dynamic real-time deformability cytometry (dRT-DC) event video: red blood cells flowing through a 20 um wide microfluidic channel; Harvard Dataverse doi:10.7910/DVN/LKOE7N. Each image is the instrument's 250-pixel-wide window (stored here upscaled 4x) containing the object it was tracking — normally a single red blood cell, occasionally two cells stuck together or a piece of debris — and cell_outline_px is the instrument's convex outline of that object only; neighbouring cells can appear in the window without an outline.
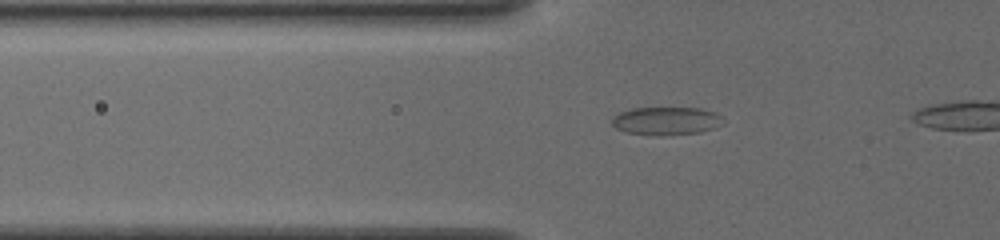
{"species": "common noctule bat (a hibernating species)", "species_latin": "Nyctalus noctula", "temperature_condition": "cold", "stored_images_in_passage": 29, "camera_frame_rate_fps": 3000, "um_per_image_px": 0.085, "animal": {"sex": "female", "body_mass_g": 19.5, "forearm_length_mm": 54.1}, "frame": {"image": 1, "passage_image": 3, "time_ms": 0.667, "image_size_px": [1000, 240], "cell_outline_px": [[724, 124], [716, 128], [700, 132], [660, 136], [624, 132], [616, 128], [612, 124], [612, 116], [620, 112], [632, 108], [700, 108], [712, 112], [720, 116]], "centroid_in_image_um": [56.61, 10.28], "position_along_channel_um": 69.2, "area_um2": 18.26}}
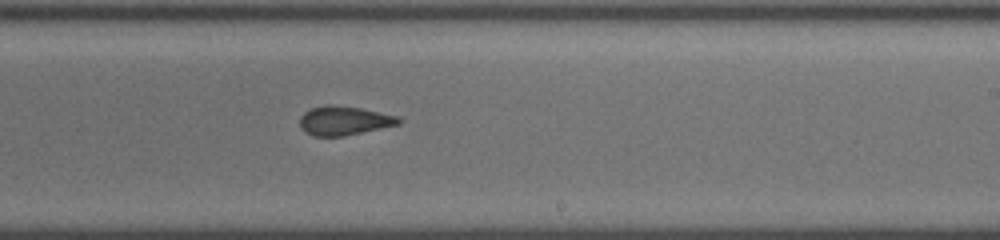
{"frame": {"image": 2, "passage_image": 18, "time_ms": 5.667, "image_size_px": [1000, 240], "cell_outline_px": [[400, 124], [344, 136], [312, 136], [304, 132], [300, 128], [300, 116], [304, 112], [312, 108], [324, 104], [332, 104], [360, 108], [400, 116]], "centroid_in_image_um": [29.22, 10.25], "position_along_channel_um": 259.8, "area_um2": 16.88}}
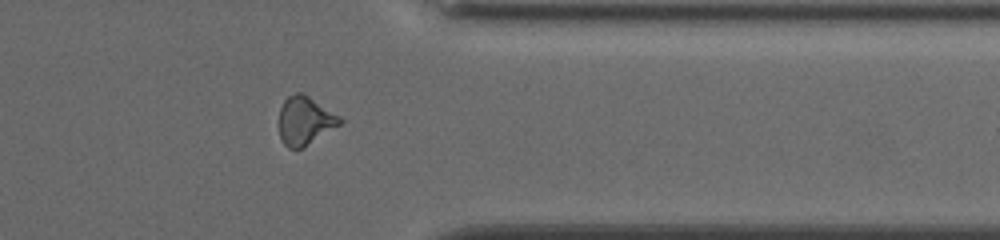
{"frame": {"image": 3, "passage_image": 28, "time_ms": 9.0, "image_size_px": [1000, 240], "cell_outline_px": [[344, 120], [340, 124], [300, 148], [288, 148], [284, 144], [280, 136], [280, 108], [284, 100], [288, 96], [296, 92], [304, 92], [340, 116]], "centroid_in_image_um": [25.92, 10.21], "position_along_channel_um": 385.5, "area_um2": 16.88}}